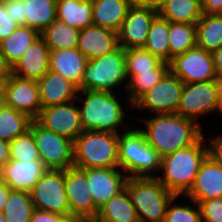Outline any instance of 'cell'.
I'll list each match as a JSON object with an SVG mask.
<instances>
[{
	"label": "cell",
	"mask_w": 222,
	"mask_h": 222,
	"mask_svg": "<svg viewBox=\"0 0 222 222\" xmlns=\"http://www.w3.org/2000/svg\"><path fill=\"white\" fill-rule=\"evenodd\" d=\"M154 115L141 119L145 126L140 130L161 157L195 144L204 135L202 124L194 120L176 113Z\"/></svg>",
	"instance_id": "cell-1"
},
{
	"label": "cell",
	"mask_w": 222,
	"mask_h": 222,
	"mask_svg": "<svg viewBox=\"0 0 222 222\" xmlns=\"http://www.w3.org/2000/svg\"><path fill=\"white\" fill-rule=\"evenodd\" d=\"M82 95V96H81ZM119 97V99L117 98ZM83 98V99H82ZM83 131H102L119 134L120 128L128 129L125 111L117 92L100 90H79L76 98ZM82 102V103H80ZM119 128V129H118Z\"/></svg>",
	"instance_id": "cell-2"
},
{
	"label": "cell",
	"mask_w": 222,
	"mask_h": 222,
	"mask_svg": "<svg viewBox=\"0 0 222 222\" xmlns=\"http://www.w3.org/2000/svg\"><path fill=\"white\" fill-rule=\"evenodd\" d=\"M205 138L203 135L195 144L161 157V174L156 178L176 196L184 197L193 186L200 166L208 156Z\"/></svg>",
	"instance_id": "cell-3"
},
{
	"label": "cell",
	"mask_w": 222,
	"mask_h": 222,
	"mask_svg": "<svg viewBox=\"0 0 222 222\" xmlns=\"http://www.w3.org/2000/svg\"><path fill=\"white\" fill-rule=\"evenodd\" d=\"M132 127L118 134V167L128 178H156L161 156L146 142L140 128Z\"/></svg>",
	"instance_id": "cell-4"
},
{
	"label": "cell",
	"mask_w": 222,
	"mask_h": 222,
	"mask_svg": "<svg viewBox=\"0 0 222 222\" xmlns=\"http://www.w3.org/2000/svg\"><path fill=\"white\" fill-rule=\"evenodd\" d=\"M124 188L139 222H164L167 207L176 196L157 178H127Z\"/></svg>",
	"instance_id": "cell-5"
},
{
	"label": "cell",
	"mask_w": 222,
	"mask_h": 222,
	"mask_svg": "<svg viewBox=\"0 0 222 222\" xmlns=\"http://www.w3.org/2000/svg\"><path fill=\"white\" fill-rule=\"evenodd\" d=\"M127 81L124 49L118 46L111 52L86 62L78 90H100L116 93L119 91L116 90L118 87L122 86V91L127 89Z\"/></svg>",
	"instance_id": "cell-6"
},
{
	"label": "cell",
	"mask_w": 222,
	"mask_h": 222,
	"mask_svg": "<svg viewBox=\"0 0 222 222\" xmlns=\"http://www.w3.org/2000/svg\"><path fill=\"white\" fill-rule=\"evenodd\" d=\"M73 166L81 169L118 167V134L83 131L73 141Z\"/></svg>",
	"instance_id": "cell-7"
},
{
	"label": "cell",
	"mask_w": 222,
	"mask_h": 222,
	"mask_svg": "<svg viewBox=\"0 0 222 222\" xmlns=\"http://www.w3.org/2000/svg\"><path fill=\"white\" fill-rule=\"evenodd\" d=\"M29 130L47 170H65L73 166L72 140L45 128L36 119H32Z\"/></svg>",
	"instance_id": "cell-8"
},
{
	"label": "cell",
	"mask_w": 222,
	"mask_h": 222,
	"mask_svg": "<svg viewBox=\"0 0 222 222\" xmlns=\"http://www.w3.org/2000/svg\"><path fill=\"white\" fill-rule=\"evenodd\" d=\"M220 81L184 83L176 114L200 124V116L208 117L218 108Z\"/></svg>",
	"instance_id": "cell-9"
},
{
	"label": "cell",
	"mask_w": 222,
	"mask_h": 222,
	"mask_svg": "<svg viewBox=\"0 0 222 222\" xmlns=\"http://www.w3.org/2000/svg\"><path fill=\"white\" fill-rule=\"evenodd\" d=\"M184 82L170 70L149 91L144 93L133 105L135 110L150 111L151 114L176 113Z\"/></svg>",
	"instance_id": "cell-10"
},
{
	"label": "cell",
	"mask_w": 222,
	"mask_h": 222,
	"mask_svg": "<svg viewBox=\"0 0 222 222\" xmlns=\"http://www.w3.org/2000/svg\"><path fill=\"white\" fill-rule=\"evenodd\" d=\"M37 210L69 215L64 170H46L29 192Z\"/></svg>",
	"instance_id": "cell-11"
},
{
	"label": "cell",
	"mask_w": 222,
	"mask_h": 222,
	"mask_svg": "<svg viewBox=\"0 0 222 222\" xmlns=\"http://www.w3.org/2000/svg\"><path fill=\"white\" fill-rule=\"evenodd\" d=\"M169 70L184 83L217 80L212 54L198 46L175 55Z\"/></svg>",
	"instance_id": "cell-12"
},
{
	"label": "cell",
	"mask_w": 222,
	"mask_h": 222,
	"mask_svg": "<svg viewBox=\"0 0 222 222\" xmlns=\"http://www.w3.org/2000/svg\"><path fill=\"white\" fill-rule=\"evenodd\" d=\"M64 182L70 214L81 217L86 222H92L99 208L95 205L89 190L87 169L75 166L66 168Z\"/></svg>",
	"instance_id": "cell-13"
},
{
	"label": "cell",
	"mask_w": 222,
	"mask_h": 222,
	"mask_svg": "<svg viewBox=\"0 0 222 222\" xmlns=\"http://www.w3.org/2000/svg\"><path fill=\"white\" fill-rule=\"evenodd\" d=\"M5 93V105L36 119L40 114L39 86L37 81L18 77L14 74L2 82Z\"/></svg>",
	"instance_id": "cell-14"
},
{
	"label": "cell",
	"mask_w": 222,
	"mask_h": 222,
	"mask_svg": "<svg viewBox=\"0 0 222 222\" xmlns=\"http://www.w3.org/2000/svg\"><path fill=\"white\" fill-rule=\"evenodd\" d=\"M76 99L42 108L36 120L45 128L74 141L82 132Z\"/></svg>",
	"instance_id": "cell-15"
},
{
	"label": "cell",
	"mask_w": 222,
	"mask_h": 222,
	"mask_svg": "<svg viewBox=\"0 0 222 222\" xmlns=\"http://www.w3.org/2000/svg\"><path fill=\"white\" fill-rule=\"evenodd\" d=\"M157 14L153 9L131 6L117 32L119 46L123 49L143 47Z\"/></svg>",
	"instance_id": "cell-16"
},
{
	"label": "cell",
	"mask_w": 222,
	"mask_h": 222,
	"mask_svg": "<svg viewBox=\"0 0 222 222\" xmlns=\"http://www.w3.org/2000/svg\"><path fill=\"white\" fill-rule=\"evenodd\" d=\"M127 178L119 167L88 168L89 190L95 205L100 208L110 198L122 191Z\"/></svg>",
	"instance_id": "cell-17"
},
{
	"label": "cell",
	"mask_w": 222,
	"mask_h": 222,
	"mask_svg": "<svg viewBox=\"0 0 222 222\" xmlns=\"http://www.w3.org/2000/svg\"><path fill=\"white\" fill-rule=\"evenodd\" d=\"M46 170L41 160L10 159L0 170V178L12 190L30 192Z\"/></svg>",
	"instance_id": "cell-18"
},
{
	"label": "cell",
	"mask_w": 222,
	"mask_h": 222,
	"mask_svg": "<svg viewBox=\"0 0 222 222\" xmlns=\"http://www.w3.org/2000/svg\"><path fill=\"white\" fill-rule=\"evenodd\" d=\"M222 197V166L209 156L202 162L195 182L185 199L205 201Z\"/></svg>",
	"instance_id": "cell-19"
},
{
	"label": "cell",
	"mask_w": 222,
	"mask_h": 222,
	"mask_svg": "<svg viewBox=\"0 0 222 222\" xmlns=\"http://www.w3.org/2000/svg\"><path fill=\"white\" fill-rule=\"evenodd\" d=\"M50 52L40 36L25 50L22 57L10 69V73L38 81L49 70Z\"/></svg>",
	"instance_id": "cell-20"
},
{
	"label": "cell",
	"mask_w": 222,
	"mask_h": 222,
	"mask_svg": "<svg viewBox=\"0 0 222 222\" xmlns=\"http://www.w3.org/2000/svg\"><path fill=\"white\" fill-rule=\"evenodd\" d=\"M42 108L73 101L78 87L62 75L48 70L38 81Z\"/></svg>",
	"instance_id": "cell-21"
},
{
	"label": "cell",
	"mask_w": 222,
	"mask_h": 222,
	"mask_svg": "<svg viewBox=\"0 0 222 222\" xmlns=\"http://www.w3.org/2000/svg\"><path fill=\"white\" fill-rule=\"evenodd\" d=\"M119 46L117 33L91 25L80 30L77 49L88 59L103 56Z\"/></svg>",
	"instance_id": "cell-22"
},
{
	"label": "cell",
	"mask_w": 222,
	"mask_h": 222,
	"mask_svg": "<svg viewBox=\"0 0 222 222\" xmlns=\"http://www.w3.org/2000/svg\"><path fill=\"white\" fill-rule=\"evenodd\" d=\"M88 59L77 49H58L50 52L49 70L80 86Z\"/></svg>",
	"instance_id": "cell-23"
},
{
	"label": "cell",
	"mask_w": 222,
	"mask_h": 222,
	"mask_svg": "<svg viewBox=\"0 0 222 222\" xmlns=\"http://www.w3.org/2000/svg\"><path fill=\"white\" fill-rule=\"evenodd\" d=\"M92 23L118 32L131 7L130 0H92Z\"/></svg>",
	"instance_id": "cell-24"
},
{
	"label": "cell",
	"mask_w": 222,
	"mask_h": 222,
	"mask_svg": "<svg viewBox=\"0 0 222 222\" xmlns=\"http://www.w3.org/2000/svg\"><path fill=\"white\" fill-rule=\"evenodd\" d=\"M40 32L25 25H19L6 39L0 42V55L11 69L25 50L38 38Z\"/></svg>",
	"instance_id": "cell-25"
},
{
	"label": "cell",
	"mask_w": 222,
	"mask_h": 222,
	"mask_svg": "<svg viewBox=\"0 0 222 222\" xmlns=\"http://www.w3.org/2000/svg\"><path fill=\"white\" fill-rule=\"evenodd\" d=\"M92 222H139L127 190L124 188L101 205Z\"/></svg>",
	"instance_id": "cell-26"
},
{
	"label": "cell",
	"mask_w": 222,
	"mask_h": 222,
	"mask_svg": "<svg viewBox=\"0 0 222 222\" xmlns=\"http://www.w3.org/2000/svg\"><path fill=\"white\" fill-rule=\"evenodd\" d=\"M57 18L78 30L93 25L90 0H57Z\"/></svg>",
	"instance_id": "cell-27"
},
{
	"label": "cell",
	"mask_w": 222,
	"mask_h": 222,
	"mask_svg": "<svg viewBox=\"0 0 222 222\" xmlns=\"http://www.w3.org/2000/svg\"><path fill=\"white\" fill-rule=\"evenodd\" d=\"M158 14L174 23L196 24L201 18V0H164Z\"/></svg>",
	"instance_id": "cell-28"
},
{
	"label": "cell",
	"mask_w": 222,
	"mask_h": 222,
	"mask_svg": "<svg viewBox=\"0 0 222 222\" xmlns=\"http://www.w3.org/2000/svg\"><path fill=\"white\" fill-rule=\"evenodd\" d=\"M169 71V64L161 62L155 69L139 72L136 76H127L126 103L132 105L154 85H156Z\"/></svg>",
	"instance_id": "cell-29"
},
{
	"label": "cell",
	"mask_w": 222,
	"mask_h": 222,
	"mask_svg": "<svg viewBox=\"0 0 222 222\" xmlns=\"http://www.w3.org/2000/svg\"><path fill=\"white\" fill-rule=\"evenodd\" d=\"M197 46L213 52L222 47V14H202L196 23Z\"/></svg>",
	"instance_id": "cell-30"
},
{
	"label": "cell",
	"mask_w": 222,
	"mask_h": 222,
	"mask_svg": "<svg viewBox=\"0 0 222 222\" xmlns=\"http://www.w3.org/2000/svg\"><path fill=\"white\" fill-rule=\"evenodd\" d=\"M80 30L70 27L64 21L56 18L40 36L50 51L58 49L77 48Z\"/></svg>",
	"instance_id": "cell-31"
},
{
	"label": "cell",
	"mask_w": 222,
	"mask_h": 222,
	"mask_svg": "<svg viewBox=\"0 0 222 222\" xmlns=\"http://www.w3.org/2000/svg\"><path fill=\"white\" fill-rule=\"evenodd\" d=\"M57 0H24L25 26L34 28L40 33L56 18Z\"/></svg>",
	"instance_id": "cell-32"
},
{
	"label": "cell",
	"mask_w": 222,
	"mask_h": 222,
	"mask_svg": "<svg viewBox=\"0 0 222 222\" xmlns=\"http://www.w3.org/2000/svg\"><path fill=\"white\" fill-rule=\"evenodd\" d=\"M169 21L159 14L155 16L148 32L144 49L152 55L158 57L161 61L170 63L169 47Z\"/></svg>",
	"instance_id": "cell-33"
},
{
	"label": "cell",
	"mask_w": 222,
	"mask_h": 222,
	"mask_svg": "<svg viewBox=\"0 0 222 222\" xmlns=\"http://www.w3.org/2000/svg\"><path fill=\"white\" fill-rule=\"evenodd\" d=\"M31 121L27 114L4 105L0 110V139L12 141L29 130Z\"/></svg>",
	"instance_id": "cell-34"
},
{
	"label": "cell",
	"mask_w": 222,
	"mask_h": 222,
	"mask_svg": "<svg viewBox=\"0 0 222 222\" xmlns=\"http://www.w3.org/2000/svg\"><path fill=\"white\" fill-rule=\"evenodd\" d=\"M170 62L175 55L197 46L196 24L169 22Z\"/></svg>",
	"instance_id": "cell-35"
},
{
	"label": "cell",
	"mask_w": 222,
	"mask_h": 222,
	"mask_svg": "<svg viewBox=\"0 0 222 222\" xmlns=\"http://www.w3.org/2000/svg\"><path fill=\"white\" fill-rule=\"evenodd\" d=\"M35 210L30 193L11 190L3 215L6 222H30Z\"/></svg>",
	"instance_id": "cell-36"
},
{
	"label": "cell",
	"mask_w": 222,
	"mask_h": 222,
	"mask_svg": "<svg viewBox=\"0 0 222 222\" xmlns=\"http://www.w3.org/2000/svg\"><path fill=\"white\" fill-rule=\"evenodd\" d=\"M127 76L155 69L162 61L143 47L124 49Z\"/></svg>",
	"instance_id": "cell-37"
},
{
	"label": "cell",
	"mask_w": 222,
	"mask_h": 222,
	"mask_svg": "<svg viewBox=\"0 0 222 222\" xmlns=\"http://www.w3.org/2000/svg\"><path fill=\"white\" fill-rule=\"evenodd\" d=\"M10 159L18 161L40 160L35 139L30 130L9 142Z\"/></svg>",
	"instance_id": "cell-38"
},
{
	"label": "cell",
	"mask_w": 222,
	"mask_h": 222,
	"mask_svg": "<svg viewBox=\"0 0 222 222\" xmlns=\"http://www.w3.org/2000/svg\"><path fill=\"white\" fill-rule=\"evenodd\" d=\"M182 196H175L169 203L164 222H202L201 211L198 204L190 200L192 205H180L176 201ZM174 204V205H173ZM194 206V207H193Z\"/></svg>",
	"instance_id": "cell-39"
},
{
	"label": "cell",
	"mask_w": 222,
	"mask_h": 222,
	"mask_svg": "<svg viewBox=\"0 0 222 222\" xmlns=\"http://www.w3.org/2000/svg\"><path fill=\"white\" fill-rule=\"evenodd\" d=\"M195 202L200 208L202 222H222V197Z\"/></svg>",
	"instance_id": "cell-40"
},
{
	"label": "cell",
	"mask_w": 222,
	"mask_h": 222,
	"mask_svg": "<svg viewBox=\"0 0 222 222\" xmlns=\"http://www.w3.org/2000/svg\"><path fill=\"white\" fill-rule=\"evenodd\" d=\"M30 222H86L83 218L75 215L61 216L56 213L35 209Z\"/></svg>",
	"instance_id": "cell-41"
},
{
	"label": "cell",
	"mask_w": 222,
	"mask_h": 222,
	"mask_svg": "<svg viewBox=\"0 0 222 222\" xmlns=\"http://www.w3.org/2000/svg\"><path fill=\"white\" fill-rule=\"evenodd\" d=\"M5 5L6 14L14 19L18 25H25L24 0H2Z\"/></svg>",
	"instance_id": "cell-42"
},
{
	"label": "cell",
	"mask_w": 222,
	"mask_h": 222,
	"mask_svg": "<svg viewBox=\"0 0 222 222\" xmlns=\"http://www.w3.org/2000/svg\"><path fill=\"white\" fill-rule=\"evenodd\" d=\"M19 25L6 14L4 2L0 0V42L11 35Z\"/></svg>",
	"instance_id": "cell-43"
},
{
	"label": "cell",
	"mask_w": 222,
	"mask_h": 222,
	"mask_svg": "<svg viewBox=\"0 0 222 222\" xmlns=\"http://www.w3.org/2000/svg\"><path fill=\"white\" fill-rule=\"evenodd\" d=\"M208 156L217 164L222 166V135L213 136L208 139Z\"/></svg>",
	"instance_id": "cell-44"
},
{
	"label": "cell",
	"mask_w": 222,
	"mask_h": 222,
	"mask_svg": "<svg viewBox=\"0 0 222 222\" xmlns=\"http://www.w3.org/2000/svg\"><path fill=\"white\" fill-rule=\"evenodd\" d=\"M203 14H222V0H201Z\"/></svg>",
	"instance_id": "cell-45"
},
{
	"label": "cell",
	"mask_w": 222,
	"mask_h": 222,
	"mask_svg": "<svg viewBox=\"0 0 222 222\" xmlns=\"http://www.w3.org/2000/svg\"><path fill=\"white\" fill-rule=\"evenodd\" d=\"M131 6L138 8H149L159 11L163 5L164 0H130Z\"/></svg>",
	"instance_id": "cell-46"
},
{
	"label": "cell",
	"mask_w": 222,
	"mask_h": 222,
	"mask_svg": "<svg viewBox=\"0 0 222 222\" xmlns=\"http://www.w3.org/2000/svg\"><path fill=\"white\" fill-rule=\"evenodd\" d=\"M217 79L222 81V47L211 52Z\"/></svg>",
	"instance_id": "cell-47"
},
{
	"label": "cell",
	"mask_w": 222,
	"mask_h": 222,
	"mask_svg": "<svg viewBox=\"0 0 222 222\" xmlns=\"http://www.w3.org/2000/svg\"><path fill=\"white\" fill-rule=\"evenodd\" d=\"M10 160L9 142L0 139V170Z\"/></svg>",
	"instance_id": "cell-48"
},
{
	"label": "cell",
	"mask_w": 222,
	"mask_h": 222,
	"mask_svg": "<svg viewBox=\"0 0 222 222\" xmlns=\"http://www.w3.org/2000/svg\"><path fill=\"white\" fill-rule=\"evenodd\" d=\"M12 189L0 178V211L3 212Z\"/></svg>",
	"instance_id": "cell-49"
},
{
	"label": "cell",
	"mask_w": 222,
	"mask_h": 222,
	"mask_svg": "<svg viewBox=\"0 0 222 222\" xmlns=\"http://www.w3.org/2000/svg\"><path fill=\"white\" fill-rule=\"evenodd\" d=\"M10 74V68L5 64L4 59L0 55V83H2Z\"/></svg>",
	"instance_id": "cell-50"
},
{
	"label": "cell",
	"mask_w": 222,
	"mask_h": 222,
	"mask_svg": "<svg viewBox=\"0 0 222 222\" xmlns=\"http://www.w3.org/2000/svg\"><path fill=\"white\" fill-rule=\"evenodd\" d=\"M216 113H220V115H222V81L220 82L218 108H217Z\"/></svg>",
	"instance_id": "cell-51"
},
{
	"label": "cell",
	"mask_w": 222,
	"mask_h": 222,
	"mask_svg": "<svg viewBox=\"0 0 222 222\" xmlns=\"http://www.w3.org/2000/svg\"><path fill=\"white\" fill-rule=\"evenodd\" d=\"M4 105H5V93L2 83H0V110Z\"/></svg>",
	"instance_id": "cell-52"
},
{
	"label": "cell",
	"mask_w": 222,
	"mask_h": 222,
	"mask_svg": "<svg viewBox=\"0 0 222 222\" xmlns=\"http://www.w3.org/2000/svg\"><path fill=\"white\" fill-rule=\"evenodd\" d=\"M0 222H6L3 212L0 211Z\"/></svg>",
	"instance_id": "cell-53"
}]
</instances>
